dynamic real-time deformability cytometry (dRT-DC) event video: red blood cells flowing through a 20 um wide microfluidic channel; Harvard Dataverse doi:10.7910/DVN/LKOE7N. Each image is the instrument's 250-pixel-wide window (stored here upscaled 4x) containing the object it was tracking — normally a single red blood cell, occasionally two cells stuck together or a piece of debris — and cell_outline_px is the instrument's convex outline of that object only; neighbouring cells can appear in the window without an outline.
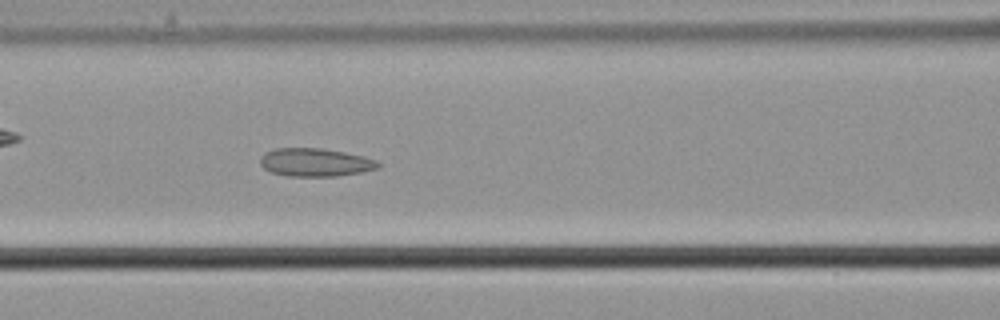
{"species": "common noctule bat (a hibernating species)", "species_latin": "Nyctalus noctula", "temperature_condition": "cold", "stored_images_in_passage": 43, "camera_frame_rate_fps": 3000, "um_per_image_px": 0.085, "animal": {"sex": "male", "body_mass_g": 21.5, "forearm_length_mm": 52.0}, "frame": {"image": 1, "passage_image": 11, "time_ms": 3.333, "image_size_px": [1000, 320], "cell_outline_px": [[380, 168], [360, 172], [336, 176], [288, 176], [272, 172], [264, 168], [260, 164], [260, 156], [264, 152], [276, 148], [320, 148], [344, 152], [364, 156], [376, 160], [380, 164]], "centroid_in_image_um": [26.78, 13.79], "position_along_channel_um": 139.8, "area_um2": 19.36}}
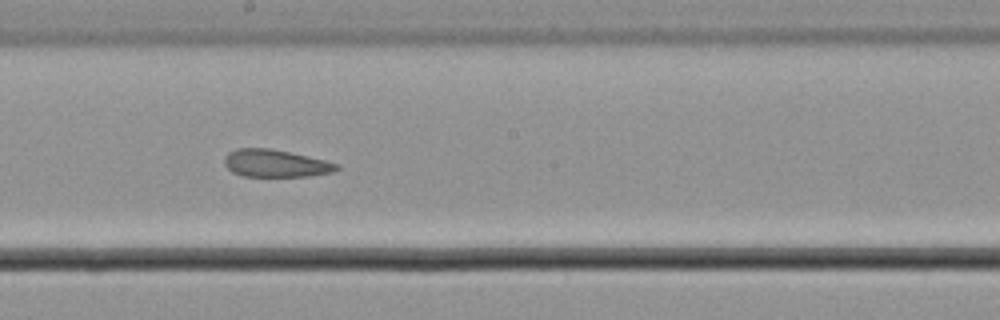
{"frame": {"image": 2, "passage_image": 18, "time_ms": 5.667, "image_size_px": [1000, 320], "cell_outline_px": [[340, 168], [332, 172], [308, 176], [240, 176], [232, 172], [224, 164], [224, 156], [228, 152], [236, 148], [268, 148], [308, 156], [340, 164]], "centroid_in_image_um": [23.39, 13.88], "position_along_channel_um": 224.8, "area_um2": 17.98}}
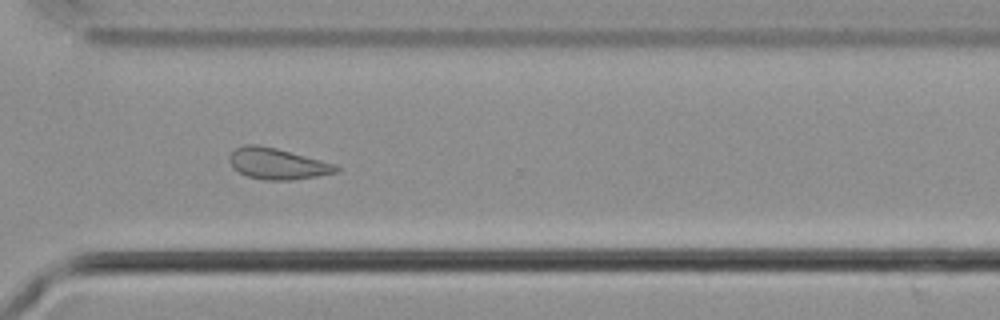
{"frame": {"image": 3, "passage_image": 28, "time_ms": 9.0, "image_size_px": [1000, 320], "cell_outline_px": [[340, 168], [336, 172], [316, 176], [292, 180], [264, 180], [248, 176], [232, 168], [228, 160], [228, 156], [236, 148], [244, 144], [256, 144], [276, 148], [336, 164]], "centroid_in_image_um": [23.54, 13.91], "position_along_channel_um": 347.1, "area_um2": 19.31}, "authors_computed_cell_mechanics": {"area_um2": 19.363, "velocity_mm_per_s": 3.6481, "shape_relaxation_time_tau1_ms": null, "shape_relaxation_time_tau2_ms": 3.4149, "deformation_change_tau1": null, "deformation_change_tau2": 0.0896}}